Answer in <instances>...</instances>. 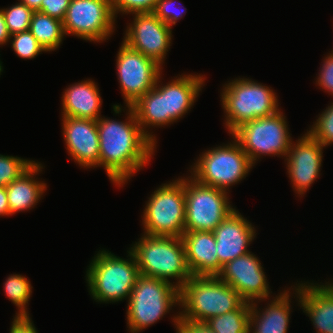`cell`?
Masks as SVG:
<instances>
[{"label": "cell", "mask_w": 333, "mask_h": 333, "mask_svg": "<svg viewBox=\"0 0 333 333\" xmlns=\"http://www.w3.org/2000/svg\"><path fill=\"white\" fill-rule=\"evenodd\" d=\"M112 108L115 115L127 108V117L125 121L105 116L97 120L99 167H103L109 180L120 188L151 162L157 145L142 131L131 106L122 107L117 103Z\"/></svg>", "instance_id": "6da1fadb"}, {"label": "cell", "mask_w": 333, "mask_h": 333, "mask_svg": "<svg viewBox=\"0 0 333 333\" xmlns=\"http://www.w3.org/2000/svg\"><path fill=\"white\" fill-rule=\"evenodd\" d=\"M173 78L164 85L161 73L155 86L131 105L142 131L156 145L157 137L150 128L171 126L183 118L193 108L206 80L205 75L198 73Z\"/></svg>", "instance_id": "7a4b0ae2"}, {"label": "cell", "mask_w": 333, "mask_h": 333, "mask_svg": "<svg viewBox=\"0 0 333 333\" xmlns=\"http://www.w3.org/2000/svg\"><path fill=\"white\" fill-rule=\"evenodd\" d=\"M127 254L124 259L104 248L89 262L85 280L94 301L113 304L128 300L140 273L132 252L127 250Z\"/></svg>", "instance_id": "3957f363"}, {"label": "cell", "mask_w": 333, "mask_h": 333, "mask_svg": "<svg viewBox=\"0 0 333 333\" xmlns=\"http://www.w3.org/2000/svg\"><path fill=\"white\" fill-rule=\"evenodd\" d=\"M131 246L129 250L142 275L166 280L179 289L192 276L181 237L149 236L142 233Z\"/></svg>", "instance_id": "277c9868"}, {"label": "cell", "mask_w": 333, "mask_h": 333, "mask_svg": "<svg viewBox=\"0 0 333 333\" xmlns=\"http://www.w3.org/2000/svg\"><path fill=\"white\" fill-rule=\"evenodd\" d=\"M251 79H232L223 85L220 92L225 116L223 124L229 135L241 124L281 110L275 90Z\"/></svg>", "instance_id": "5b68a950"}, {"label": "cell", "mask_w": 333, "mask_h": 333, "mask_svg": "<svg viewBox=\"0 0 333 333\" xmlns=\"http://www.w3.org/2000/svg\"><path fill=\"white\" fill-rule=\"evenodd\" d=\"M244 300L217 276L192 275L179 289V317L204 321L236 310Z\"/></svg>", "instance_id": "8992f818"}, {"label": "cell", "mask_w": 333, "mask_h": 333, "mask_svg": "<svg viewBox=\"0 0 333 333\" xmlns=\"http://www.w3.org/2000/svg\"><path fill=\"white\" fill-rule=\"evenodd\" d=\"M127 328L139 333L154 325L179 304V288L166 280L139 274L126 301Z\"/></svg>", "instance_id": "52a82bcc"}, {"label": "cell", "mask_w": 333, "mask_h": 333, "mask_svg": "<svg viewBox=\"0 0 333 333\" xmlns=\"http://www.w3.org/2000/svg\"><path fill=\"white\" fill-rule=\"evenodd\" d=\"M227 143L199 154L189 175L199 183L230 192V187L245 179L254 165L234 138Z\"/></svg>", "instance_id": "ba28073f"}, {"label": "cell", "mask_w": 333, "mask_h": 333, "mask_svg": "<svg viewBox=\"0 0 333 333\" xmlns=\"http://www.w3.org/2000/svg\"><path fill=\"white\" fill-rule=\"evenodd\" d=\"M148 199L141 215L143 234L182 237L186 210L184 176L159 185Z\"/></svg>", "instance_id": "9c48e42d"}, {"label": "cell", "mask_w": 333, "mask_h": 333, "mask_svg": "<svg viewBox=\"0 0 333 333\" xmlns=\"http://www.w3.org/2000/svg\"><path fill=\"white\" fill-rule=\"evenodd\" d=\"M282 110L268 117H261L236 128L231 136L255 164L262 156L286 157L292 142L286 116Z\"/></svg>", "instance_id": "30bf717a"}, {"label": "cell", "mask_w": 333, "mask_h": 333, "mask_svg": "<svg viewBox=\"0 0 333 333\" xmlns=\"http://www.w3.org/2000/svg\"><path fill=\"white\" fill-rule=\"evenodd\" d=\"M185 231H211L236 208L230 204L229 192L199 183L184 176Z\"/></svg>", "instance_id": "8fae6325"}, {"label": "cell", "mask_w": 333, "mask_h": 333, "mask_svg": "<svg viewBox=\"0 0 333 333\" xmlns=\"http://www.w3.org/2000/svg\"><path fill=\"white\" fill-rule=\"evenodd\" d=\"M63 23L64 34L102 43L115 30L111 0H71Z\"/></svg>", "instance_id": "7c38bea8"}, {"label": "cell", "mask_w": 333, "mask_h": 333, "mask_svg": "<svg viewBox=\"0 0 333 333\" xmlns=\"http://www.w3.org/2000/svg\"><path fill=\"white\" fill-rule=\"evenodd\" d=\"M115 66L125 106L133 105L152 89L163 72V67L155 60L144 56L123 41L117 52Z\"/></svg>", "instance_id": "4fadbf2b"}, {"label": "cell", "mask_w": 333, "mask_h": 333, "mask_svg": "<svg viewBox=\"0 0 333 333\" xmlns=\"http://www.w3.org/2000/svg\"><path fill=\"white\" fill-rule=\"evenodd\" d=\"M126 26L123 42L163 66L172 46V28L153 12L135 13ZM169 49V50H168Z\"/></svg>", "instance_id": "5bb4252c"}, {"label": "cell", "mask_w": 333, "mask_h": 333, "mask_svg": "<svg viewBox=\"0 0 333 333\" xmlns=\"http://www.w3.org/2000/svg\"><path fill=\"white\" fill-rule=\"evenodd\" d=\"M258 256L251 251L226 263L217 277L229 284L245 302L272 297L269 282Z\"/></svg>", "instance_id": "9a60e30c"}, {"label": "cell", "mask_w": 333, "mask_h": 333, "mask_svg": "<svg viewBox=\"0 0 333 333\" xmlns=\"http://www.w3.org/2000/svg\"><path fill=\"white\" fill-rule=\"evenodd\" d=\"M292 140L284 159L288 177L297 197H303L321 175L323 146L308 132Z\"/></svg>", "instance_id": "2e32d148"}, {"label": "cell", "mask_w": 333, "mask_h": 333, "mask_svg": "<svg viewBox=\"0 0 333 333\" xmlns=\"http://www.w3.org/2000/svg\"><path fill=\"white\" fill-rule=\"evenodd\" d=\"M62 134L68 155L81 168L99 166V134L97 121L61 116Z\"/></svg>", "instance_id": "e0dca14e"}, {"label": "cell", "mask_w": 333, "mask_h": 333, "mask_svg": "<svg viewBox=\"0 0 333 333\" xmlns=\"http://www.w3.org/2000/svg\"><path fill=\"white\" fill-rule=\"evenodd\" d=\"M291 287L297 306L309 317L316 332L333 333V284L301 281Z\"/></svg>", "instance_id": "ac0fdd59"}, {"label": "cell", "mask_w": 333, "mask_h": 333, "mask_svg": "<svg viewBox=\"0 0 333 333\" xmlns=\"http://www.w3.org/2000/svg\"><path fill=\"white\" fill-rule=\"evenodd\" d=\"M256 228L238 210L230 213L213 231L219 263H226L250 252Z\"/></svg>", "instance_id": "d6986e66"}, {"label": "cell", "mask_w": 333, "mask_h": 333, "mask_svg": "<svg viewBox=\"0 0 333 333\" xmlns=\"http://www.w3.org/2000/svg\"><path fill=\"white\" fill-rule=\"evenodd\" d=\"M186 262L194 276H217L222 270L216 239L211 231H185L182 235Z\"/></svg>", "instance_id": "ffe728a7"}, {"label": "cell", "mask_w": 333, "mask_h": 333, "mask_svg": "<svg viewBox=\"0 0 333 333\" xmlns=\"http://www.w3.org/2000/svg\"><path fill=\"white\" fill-rule=\"evenodd\" d=\"M285 289L268 299L265 308H259V300L250 303L249 333H287L291 319L292 290ZM291 294V295H290ZM262 309V310H261Z\"/></svg>", "instance_id": "44dd1931"}, {"label": "cell", "mask_w": 333, "mask_h": 333, "mask_svg": "<svg viewBox=\"0 0 333 333\" xmlns=\"http://www.w3.org/2000/svg\"><path fill=\"white\" fill-rule=\"evenodd\" d=\"M92 79L76 82L64 89L61 116L98 120L103 103L99 87Z\"/></svg>", "instance_id": "7402d4cb"}, {"label": "cell", "mask_w": 333, "mask_h": 333, "mask_svg": "<svg viewBox=\"0 0 333 333\" xmlns=\"http://www.w3.org/2000/svg\"><path fill=\"white\" fill-rule=\"evenodd\" d=\"M45 166L36 161L19 178L8 184L6 188L10 216L18 212L29 211L43 199L44 192L47 190L45 181L36 178Z\"/></svg>", "instance_id": "603a6c76"}, {"label": "cell", "mask_w": 333, "mask_h": 333, "mask_svg": "<svg viewBox=\"0 0 333 333\" xmlns=\"http://www.w3.org/2000/svg\"><path fill=\"white\" fill-rule=\"evenodd\" d=\"M29 31L46 52L56 51L66 37L61 20L34 11Z\"/></svg>", "instance_id": "cb8c5ba5"}, {"label": "cell", "mask_w": 333, "mask_h": 333, "mask_svg": "<svg viewBox=\"0 0 333 333\" xmlns=\"http://www.w3.org/2000/svg\"><path fill=\"white\" fill-rule=\"evenodd\" d=\"M250 303L243 302L236 310L206 321L215 333H249Z\"/></svg>", "instance_id": "d4e9b609"}, {"label": "cell", "mask_w": 333, "mask_h": 333, "mask_svg": "<svg viewBox=\"0 0 333 333\" xmlns=\"http://www.w3.org/2000/svg\"><path fill=\"white\" fill-rule=\"evenodd\" d=\"M5 295L17 308L15 316H31L27 306L32 296L33 286L27 277L21 274H11L3 283Z\"/></svg>", "instance_id": "484cf974"}, {"label": "cell", "mask_w": 333, "mask_h": 333, "mask_svg": "<svg viewBox=\"0 0 333 333\" xmlns=\"http://www.w3.org/2000/svg\"><path fill=\"white\" fill-rule=\"evenodd\" d=\"M10 35L25 32L30 29L34 11L21 2L7 8H1Z\"/></svg>", "instance_id": "4316f807"}, {"label": "cell", "mask_w": 333, "mask_h": 333, "mask_svg": "<svg viewBox=\"0 0 333 333\" xmlns=\"http://www.w3.org/2000/svg\"><path fill=\"white\" fill-rule=\"evenodd\" d=\"M36 160L0 154V186L6 187L26 172Z\"/></svg>", "instance_id": "83f0119b"}, {"label": "cell", "mask_w": 333, "mask_h": 333, "mask_svg": "<svg viewBox=\"0 0 333 333\" xmlns=\"http://www.w3.org/2000/svg\"><path fill=\"white\" fill-rule=\"evenodd\" d=\"M307 132L324 148L333 144V103L331 102L317 119L309 126Z\"/></svg>", "instance_id": "f1b7e54d"}, {"label": "cell", "mask_w": 333, "mask_h": 333, "mask_svg": "<svg viewBox=\"0 0 333 333\" xmlns=\"http://www.w3.org/2000/svg\"><path fill=\"white\" fill-rule=\"evenodd\" d=\"M9 43L17 57L24 60H32L46 52L29 30L12 35Z\"/></svg>", "instance_id": "f546056e"}, {"label": "cell", "mask_w": 333, "mask_h": 333, "mask_svg": "<svg viewBox=\"0 0 333 333\" xmlns=\"http://www.w3.org/2000/svg\"><path fill=\"white\" fill-rule=\"evenodd\" d=\"M158 0H111V7L115 19L117 14H135L153 12Z\"/></svg>", "instance_id": "4dcf8cb0"}, {"label": "cell", "mask_w": 333, "mask_h": 333, "mask_svg": "<svg viewBox=\"0 0 333 333\" xmlns=\"http://www.w3.org/2000/svg\"><path fill=\"white\" fill-rule=\"evenodd\" d=\"M180 0H158L156 3V6L154 8L153 13L164 23H166L169 27H173V25H176V23L183 18V16L186 14V8L183 6V10L180 11L177 10V7L175 4L176 2Z\"/></svg>", "instance_id": "1f68e13d"}, {"label": "cell", "mask_w": 333, "mask_h": 333, "mask_svg": "<svg viewBox=\"0 0 333 333\" xmlns=\"http://www.w3.org/2000/svg\"><path fill=\"white\" fill-rule=\"evenodd\" d=\"M176 333H215L206 322L179 317V311L171 316Z\"/></svg>", "instance_id": "d6a6232c"}, {"label": "cell", "mask_w": 333, "mask_h": 333, "mask_svg": "<svg viewBox=\"0 0 333 333\" xmlns=\"http://www.w3.org/2000/svg\"><path fill=\"white\" fill-rule=\"evenodd\" d=\"M321 63L323 64L320 66L315 84L333 96V55L328 53Z\"/></svg>", "instance_id": "836d02e7"}, {"label": "cell", "mask_w": 333, "mask_h": 333, "mask_svg": "<svg viewBox=\"0 0 333 333\" xmlns=\"http://www.w3.org/2000/svg\"><path fill=\"white\" fill-rule=\"evenodd\" d=\"M70 2L71 0H42L40 12L63 21Z\"/></svg>", "instance_id": "e575fe53"}, {"label": "cell", "mask_w": 333, "mask_h": 333, "mask_svg": "<svg viewBox=\"0 0 333 333\" xmlns=\"http://www.w3.org/2000/svg\"><path fill=\"white\" fill-rule=\"evenodd\" d=\"M9 333H38L31 316H13Z\"/></svg>", "instance_id": "d590c367"}, {"label": "cell", "mask_w": 333, "mask_h": 333, "mask_svg": "<svg viewBox=\"0 0 333 333\" xmlns=\"http://www.w3.org/2000/svg\"><path fill=\"white\" fill-rule=\"evenodd\" d=\"M10 37L11 35L8 31L2 9L0 8V47L2 45H7V43L10 41Z\"/></svg>", "instance_id": "8d00e7d4"}, {"label": "cell", "mask_w": 333, "mask_h": 333, "mask_svg": "<svg viewBox=\"0 0 333 333\" xmlns=\"http://www.w3.org/2000/svg\"><path fill=\"white\" fill-rule=\"evenodd\" d=\"M10 216L6 188L0 186V217Z\"/></svg>", "instance_id": "74e56055"}, {"label": "cell", "mask_w": 333, "mask_h": 333, "mask_svg": "<svg viewBox=\"0 0 333 333\" xmlns=\"http://www.w3.org/2000/svg\"><path fill=\"white\" fill-rule=\"evenodd\" d=\"M33 11H40L42 0H18Z\"/></svg>", "instance_id": "f35d334b"}, {"label": "cell", "mask_w": 333, "mask_h": 333, "mask_svg": "<svg viewBox=\"0 0 333 333\" xmlns=\"http://www.w3.org/2000/svg\"><path fill=\"white\" fill-rule=\"evenodd\" d=\"M3 72V65H2V61H0V75Z\"/></svg>", "instance_id": "ab89813d"}]
</instances>
